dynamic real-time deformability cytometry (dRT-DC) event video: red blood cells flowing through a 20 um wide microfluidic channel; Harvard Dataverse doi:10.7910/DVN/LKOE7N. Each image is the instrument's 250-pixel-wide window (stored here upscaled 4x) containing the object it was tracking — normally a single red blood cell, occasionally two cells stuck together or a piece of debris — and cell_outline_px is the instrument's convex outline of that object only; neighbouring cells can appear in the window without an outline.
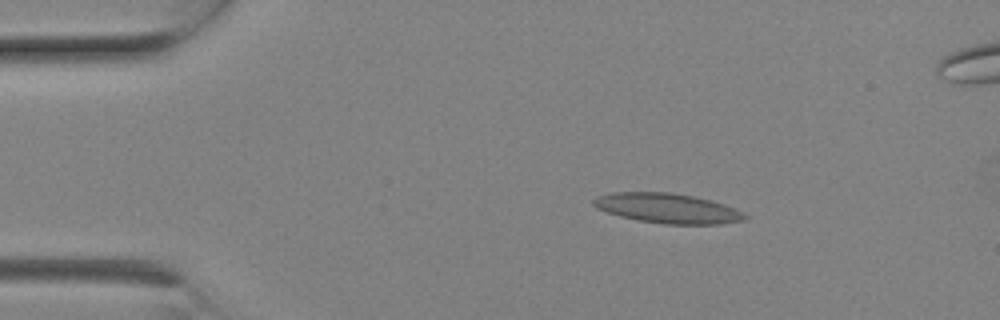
{"species": "Egyptian fruit bat (a non-hibernating species)", "species_latin": "Rousettus aegyptiacus", "temperature_condition": "room temperature", "stored_images_in_passage": 4, "camera_frame_rate_fps": 3000, "um_per_image_px": 0.085, "animal": {"sex": "female"}, "frame": {"image": 1, "passage_image": 1, "time_ms": 0.0, "image_size_px": [1000, 320], "cell_outline_px": [[748, 216], [744, 220], [720, 224], [664, 224], [636, 220], [620, 216], [596, 208], [592, 204], [592, 200], [596, 196], [612, 192], [672, 192], [696, 196], [712, 200], [724, 204], [744, 212]], "centroid_in_image_um": [56.74, 17.69], "position_along_channel_um": 28.3, "area_um2": 26.59}}